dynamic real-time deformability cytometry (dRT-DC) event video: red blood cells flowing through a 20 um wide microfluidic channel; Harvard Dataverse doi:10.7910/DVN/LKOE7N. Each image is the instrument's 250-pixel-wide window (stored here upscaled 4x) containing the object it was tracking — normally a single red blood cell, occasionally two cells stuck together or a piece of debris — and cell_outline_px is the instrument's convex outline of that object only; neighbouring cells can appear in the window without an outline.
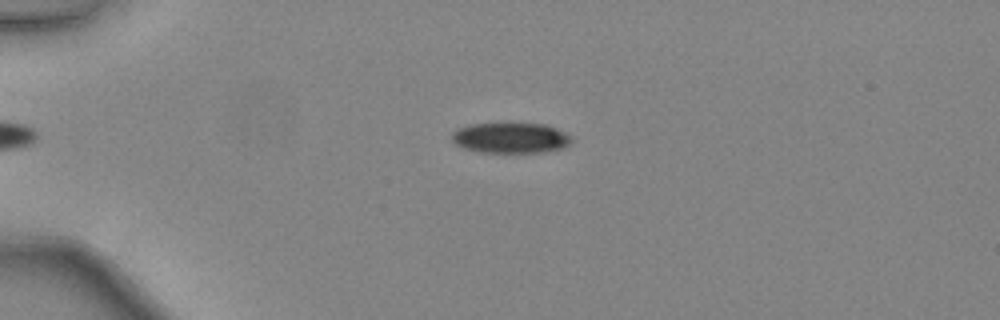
{"species": "common noctule bat (a hibernating species)", "species_latin": "Nyctalus noctula", "temperature_condition": "warm", "stored_images_in_passage": 32, "camera_frame_rate_fps": 3000, "um_per_image_px": 0.085, "animal": {"sex": "female", "body_mass_g": 24.6, "forearm_length_mm": 56.2}, "frame": {"image": 1, "passage_image": 2, "time_ms": 0.333, "image_size_px": [1000, 320], "cell_outline_px": [[572, 140], [564, 148], [540, 152], [476, 152], [464, 148], [456, 144], [452, 140], [452, 132], [456, 128], [468, 124], [508, 120], [512, 120], [548, 124], [572, 136]], "centroid_in_image_um": [43.38, 11.65], "position_along_channel_um": 41.6, "area_um2": 22.48}}
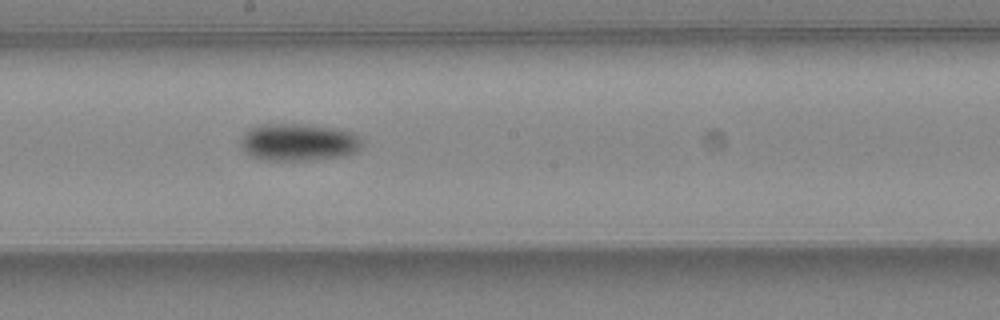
{"frame": {"image": 2, "passage_image": 17, "time_ms": 5.333, "image_size_px": [1000, 320], "cell_outline_px": [[360, 148], [356, 152], [348, 156], [308, 160], [264, 160], [252, 156], [244, 148], [240, 140], [244, 132], [248, 128], [260, 124], [308, 124], [340, 128], [352, 132], [360, 140]], "centroid_in_image_um": [25.39, 12.07], "position_along_channel_um": 222.8, "area_um2": 26.53}}
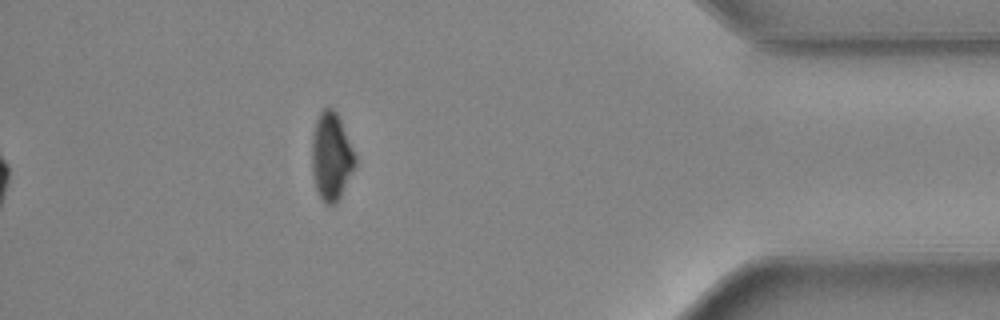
{"frame": {"image": 3, "passage_image": 32, "time_ms": 10.333, "image_size_px": [1000, 320], "cell_outline_px": [[356, 168], [336, 204], [324, 204], [316, 188], [312, 172], [312, 132], [316, 120], [320, 112], [324, 108], [332, 108], [336, 112], [340, 120], [356, 156]], "centroid_in_image_um": [28.16, 13.32], "position_along_channel_um": 407.0, "area_um2": 22.2}, "authors_computed_cell_mechanics": {"area_um2": 24.5939, "velocity_mm_per_s": 4.4605, "shape_relaxation_time_tau1_ms": 3.9839, "shape_relaxation_time_tau2_ms": null, "deformation_change_tau1": 0.109, "deformation_change_tau2": null}}